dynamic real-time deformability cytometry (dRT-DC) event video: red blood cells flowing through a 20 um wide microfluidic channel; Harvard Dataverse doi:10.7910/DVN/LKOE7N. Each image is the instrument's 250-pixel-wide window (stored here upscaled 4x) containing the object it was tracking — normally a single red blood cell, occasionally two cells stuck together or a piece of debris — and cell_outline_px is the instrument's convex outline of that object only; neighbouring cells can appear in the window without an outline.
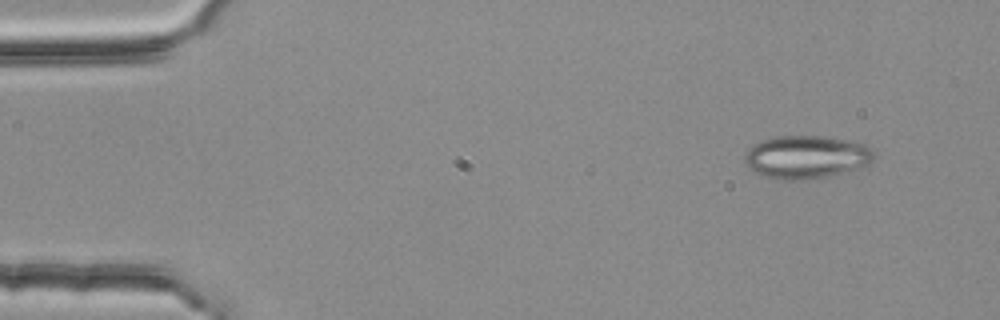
{"species": "common noctule bat (a hibernating species)", "species_latin": "Nyctalus noctula", "temperature_condition": "room temperature", "stored_images_in_passage": 4, "camera_frame_rate_fps": 3000, "um_per_image_px": 0.085, "animal": {"sex": "female", "body_mass_g": 25.1}, "frame": {"image": 1, "passage_image": 1, "time_ms": 0.0, "image_size_px": [1000, 320], "cell_outline_px": [[872, 160], [868, 164], [840, 172], [824, 176], [804, 180], [776, 180], [752, 172], [748, 168], [744, 160], [744, 156], [748, 148], [752, 144], [760, 140], [780, 136], [824, 136], [844, 140], [860, 144], [872, 148]], "centroid_in_image_um": [68.41, 13.35], "position_along_channel_um": 16.6, "area_um2": 32.08}}